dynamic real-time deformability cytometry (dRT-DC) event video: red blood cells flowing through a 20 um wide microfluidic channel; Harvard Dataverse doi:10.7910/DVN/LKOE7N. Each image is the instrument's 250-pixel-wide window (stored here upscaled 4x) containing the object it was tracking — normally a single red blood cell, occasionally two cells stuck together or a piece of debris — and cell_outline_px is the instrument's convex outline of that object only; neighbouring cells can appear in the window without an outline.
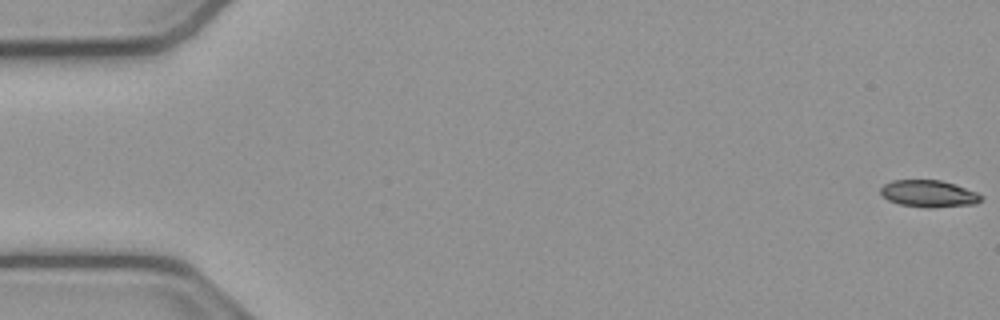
{"species": "common noctule bat (a hibernating species)", "species_latin": "Nyctalus noctula", "temperature_condition": "cold", "stored_images_in_passage": 54, "camera_frame_rate_fps": 3000, "um_per_image_px": 0.085, "animal": {"sex": "male", "body_mass_g": 23.1, "forearm_length_mm": 52.7}, "frame": {"image": 1, "passage_image": 1, "time_ms": 0.0, "image_size_px": [1000, 320], "cell_outline_px": [[984, 196], [976, 204], [932, 208], [924, 208], [900, 204], [888, 200], [880, 192], [880, 188], [884, 184], [892, 180], [940, 180], [976, 192]], "centroid_in_image_um": [78.93, 16.47], "position_along_channel_um": 6.1, "area_um2": 15.72}}
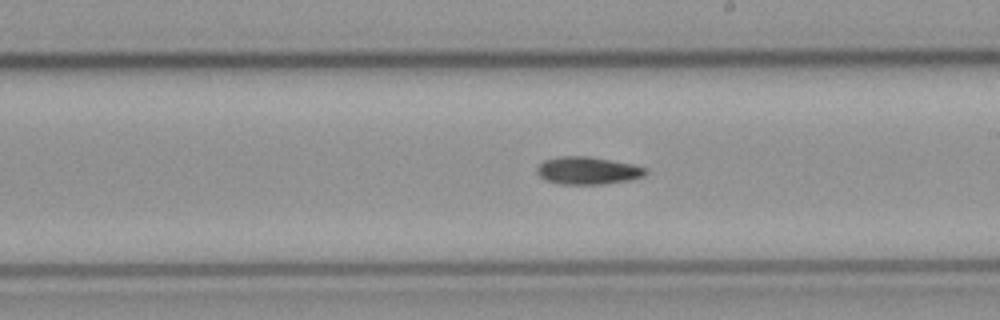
{"frame": {"image": 2, "passage_image": 31, "time_ms": 10.0, "image_size_px": [1000, 320], "cell_outline_px": [[648, 172], [644, 176], [632, 180], [604, 184], [560, 184], [544, 180], [536, 172], [536, 168], [544, 160], [560, 156], [588, 156], [632, 164], [648, 168]], "centroid_in_image_um": [49.97, 14.5], "position_along_channel_um": 239.0, "area_um2": 17.63}}
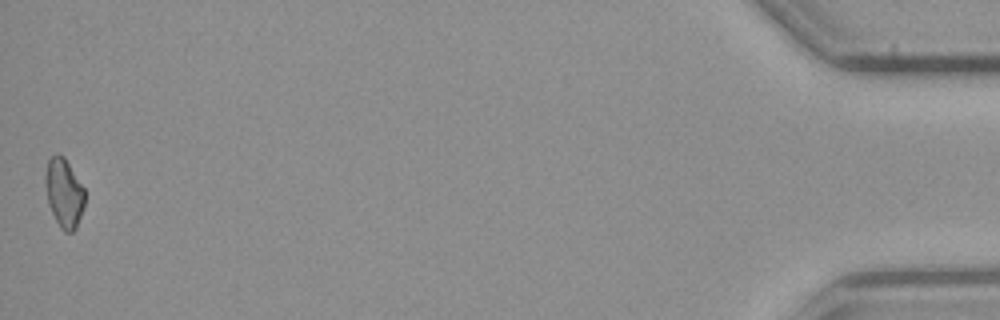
{"frame": {"image": 3, "passage_image": 54, "time_ms": 17.667, "image_size_px": [1000, 320], "cell_outline_px": [[84, 204], [76, 228], [72, 232], [64, 232], [60, 228], [48, 204], [44, 180], [44, 176], [48, 160], [56, 152], [64, 156], [84, 188]], "centroid_in_image_um": [5.42, 16.38], "position_along_channel_um": 429.8, "area_um2": 15.84}}